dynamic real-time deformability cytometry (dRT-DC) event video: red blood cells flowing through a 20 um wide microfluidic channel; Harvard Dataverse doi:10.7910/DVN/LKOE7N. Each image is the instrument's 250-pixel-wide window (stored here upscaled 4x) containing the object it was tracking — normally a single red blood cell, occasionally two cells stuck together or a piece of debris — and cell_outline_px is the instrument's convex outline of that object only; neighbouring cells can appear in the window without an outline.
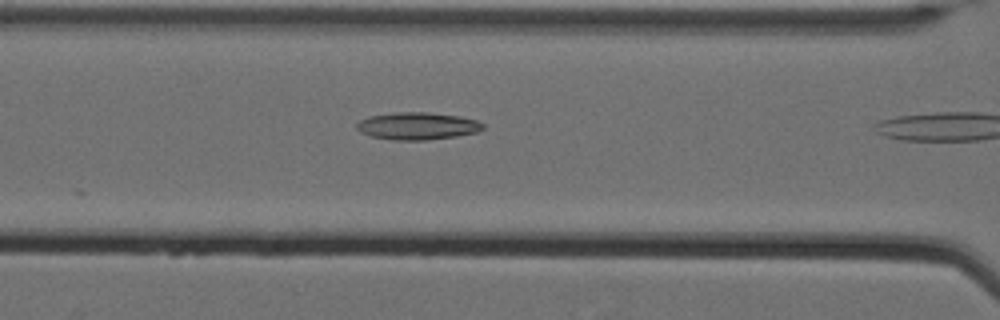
{"species": "Egyptian fruit bat (a non-hibernating species)", "species_latin": "Rousettus aegyptiacus", "temperature_condition": "cold", "stored_images_in_passage": 11, "camera_frame_rate_fps": 3000, "um_per_image_px": 0.085, "animal": {"sex": "female"}, "frame": {"image": 1, "passage_image": 10, "time_ms": 3.0, "image_size_px": [1000, 320], "cell_outline_px": [[484, 128], [480, 132], [456, 136], [428, 140], [392, 140], [372, 136], [360, 132], [356, 128], [356, 124], [360, 120], [368, 116], [396, 112], [428, 112], [460, 116], [476, 120], [484, 124]], "centroid_in_image_um": [35.49, 10.71], "position_along_channel_um": 131.1, "area_um2": 20.29}}